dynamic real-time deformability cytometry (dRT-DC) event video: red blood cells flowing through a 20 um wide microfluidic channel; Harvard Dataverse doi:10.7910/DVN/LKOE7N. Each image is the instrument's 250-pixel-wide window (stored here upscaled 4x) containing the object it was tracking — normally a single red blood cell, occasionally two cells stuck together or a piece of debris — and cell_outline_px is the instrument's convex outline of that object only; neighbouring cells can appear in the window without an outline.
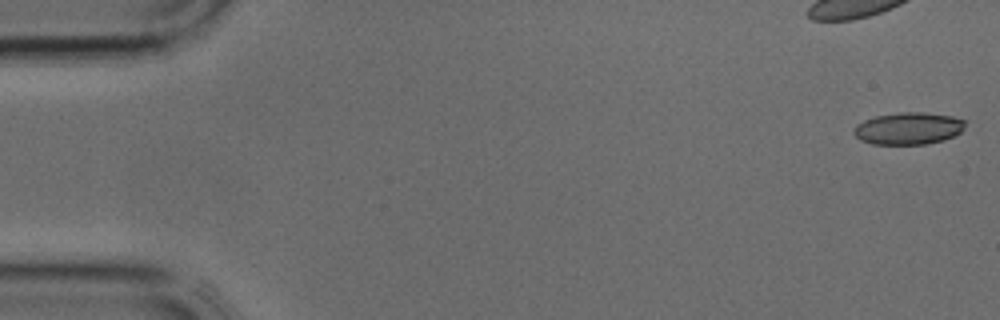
{"species": "common noctule bat (a hibernating species)", "species_latin": "Nyctalus noctula", "temperature_condition": "cold", "stored_images_in_passage": 6, "camera_frame_rate_fps": 3000, "um_per_image_px": 0.085, "animal": {"sex": "male", "body_mass_g": 17.9, "forearm_length_mm": 54.2}, "frame": {"image": 1, "passage_image": 1, "time_ms": 0.0, "image_size_px": [1000, 320], "cell_outline_px": [[964, 128], [960, 132], [944, 140], [924, 144], [872, 144], [860, 140], [852, 132], [856, 124], [864, 120], [876, 116], [900, 112], [924, 112], [952, 116], [964, 120]], "centroid_in_image_um": [77.18, 10.91], "position_along_channel_um": 7.8, "area_um2": 20.81}}